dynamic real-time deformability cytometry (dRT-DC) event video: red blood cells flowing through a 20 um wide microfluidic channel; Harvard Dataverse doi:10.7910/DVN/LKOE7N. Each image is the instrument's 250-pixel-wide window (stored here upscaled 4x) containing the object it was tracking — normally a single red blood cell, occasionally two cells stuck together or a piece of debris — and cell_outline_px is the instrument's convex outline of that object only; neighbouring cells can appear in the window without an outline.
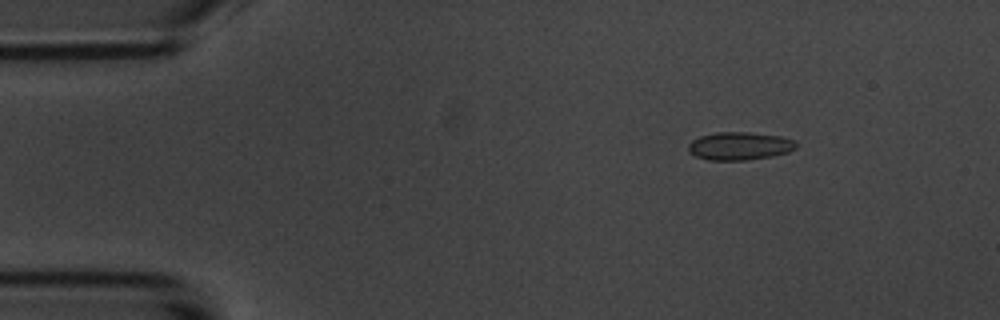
{"species": "common noctule bat (a hibernating species)", "species_latin": "Nyctalus noctula", "temperature_condition": "room temperature", "stored_images_in_passage": 7, "camera_frame_rate_fps": 3000, "um_per_image_px": 0.085, "animal": {"sex": "male", "body_mass_g": 20.1, "forearm_length_mm": 53.5}, "frame": {"image": 1, "passage_image": 2, "time_ms": 1.333, "image_size_px": [1000, 320], "cell_outline_px": [[796, 148], [788, 152], [772, 156], [748, 160], [708, 160], [696, 156], [688, 152], [688, 144], [692, 140], [700, 136], [716, 132], [748, 132], [780, 136], [796, 140]], "centroid_in_image_um": [62.86, 12.41], "position_along_channel_um": 22.1, "area_um2": 17.69}}
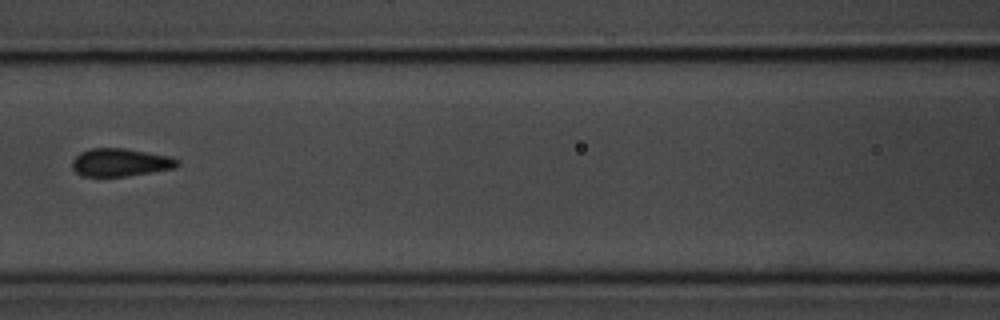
{"frame": {"image": 2, "passage_image": 7, "time_ms": 7.0, "image_size_px": [1000, 320], "cell_outline_px": [[180, 164], [176, 168], [124, 176], [84, 176], [76, 172], [72, 168], [72, 160], [80, 152], [92, 148], [124, 148], [168, 156], [180, 160]], "centroid_in_image_um": [10.23, 13.8], "position_along_channel_um": 156.4, "area_um2": 16.99}}